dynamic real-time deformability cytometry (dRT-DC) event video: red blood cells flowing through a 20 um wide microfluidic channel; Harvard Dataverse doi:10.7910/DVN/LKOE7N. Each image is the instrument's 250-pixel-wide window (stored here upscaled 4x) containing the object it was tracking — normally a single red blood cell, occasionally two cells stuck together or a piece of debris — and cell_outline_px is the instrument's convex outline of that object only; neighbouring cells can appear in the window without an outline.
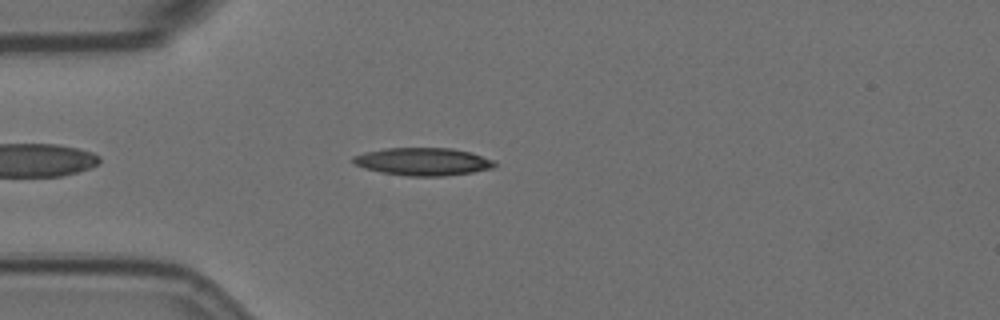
{"species": "Egyptian fruit bat (a non-hibernating species)", "species_latin": "Rousettus aegyptiacus", "temperature_condition": "room temperature", "stored_images_in_passage": 46, "camera_frame_rate_fps": 3000, "um_per_image_px": 0.085, "animal": {"sex": "female"}, "frame": {"image": 1, "passage_image": 5, "time_ms": 1.333, "image_size_px": [1000, 320], "cell_outline_px": [[496, 164], [492, 168], [472, 172], [444, 176], [408, 176], [380, 172], [364, 168], [356, 164], [352, 160], [352, 156], [364, 152], [384, 148], [452, 148], [472, 152], [492, 160]], "centroid_in_image_um": [35.93, 13.73], "position_along_channel_um": 49.1, "area_um2": 22.83}}
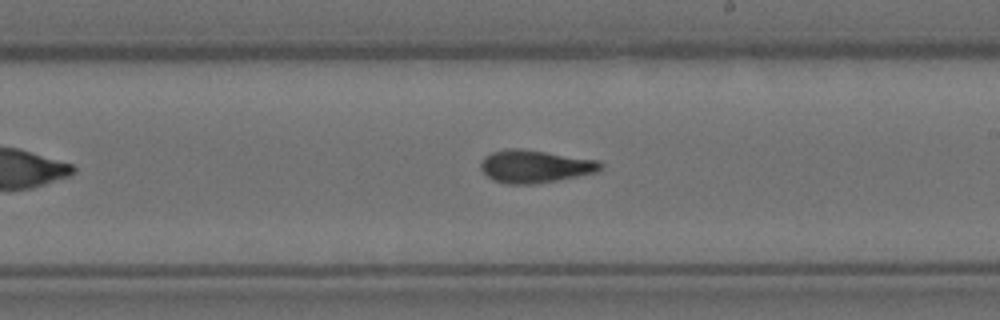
{"frame": {"image": 2, "passage_image": 22, "time_ms": 7.0, "image_size_px": [1000, 320], "cell_outline_px": [[604, 168], [596, 172], [556, 180], [532, 184], [504, 184], [492, 180], [480, 168], [480, 164], [484, 156], [492, 152], [504, 148], [520, 148], [600, 160], [604, 164]], "centroid_in_image_um": [45.47, 14.13], "position_along_channel_um": 243.5, "area_um2": 23.0}}
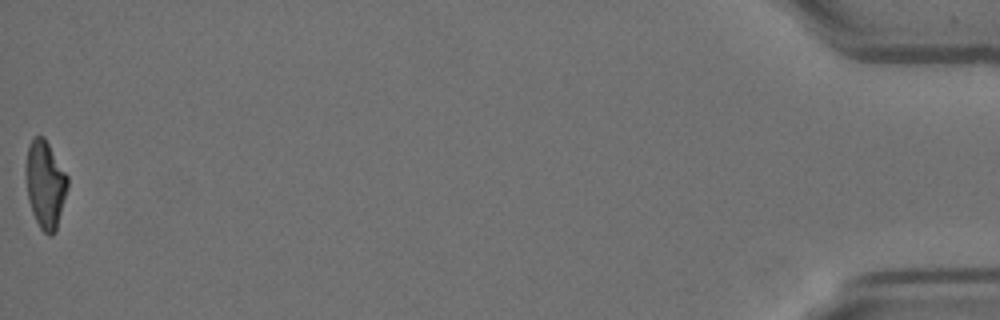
{"frame": {"image": 3, "passage_image": 46, "time_ms": 15.0, "image_size_px": [1000, 320], "cell_outline_px": [[68, 188], [56, 232], [52, 236], [48, 236], [40, 228], [32, 212], [28, 200], [24, 168], [28, 144], [32, 136], [44, 136], [68, 176]], "centroid_in_image_um": [3.83, 15.66], "position_along_channel_um": 431.4, "area_um2": 21.79}, "authors_computed_cell_mechanics": {"area_um2": 22.0796, "velocity_mm_per_s": 3.6273, "shape_relaxation_time_tau1_ms": 4.678, "shape_relaxation_time_tau2_ms": 2.3553, "deformation_change_tau1": 0.1928, "deformation_change_tau2": 0.1132}}